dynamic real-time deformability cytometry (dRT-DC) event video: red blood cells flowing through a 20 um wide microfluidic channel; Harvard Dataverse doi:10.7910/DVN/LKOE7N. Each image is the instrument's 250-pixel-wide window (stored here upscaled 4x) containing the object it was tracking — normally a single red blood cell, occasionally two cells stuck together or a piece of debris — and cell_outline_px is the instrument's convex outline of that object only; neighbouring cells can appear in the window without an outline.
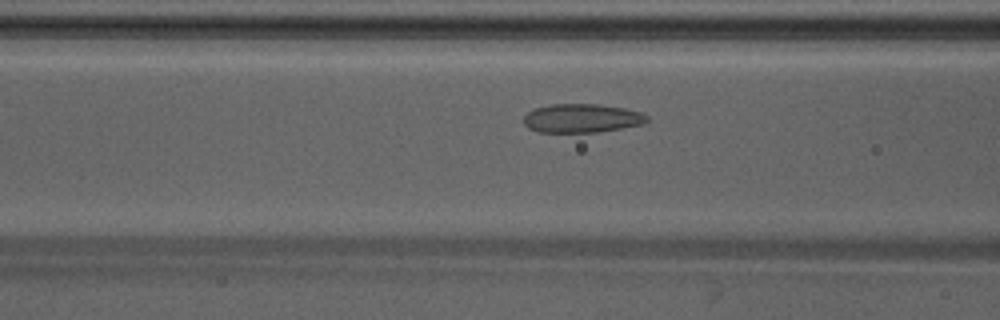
{"species": "Egyptian fruit bat (a non-hibernating species)", "species_latin": "Rousettus aegyptiacus", "temperature_condition": "warm", "stored_images_in_passage": 43, "camera_frame_rate_fps": 3000, "um_per_image_px": 0.085, "animal": {"sex": "male"}, "frame": {"image": 1, "passage_image": 14, "time_ms": 4.333, "image_size_px": [1000, 320], "cell_outline_px": [[648, 120], [640, 124], [620, 128], [596, 132], [536, 132], [528, 128], [524, 124], [524, 116], [528, 112], [536, 108], [548, 104], [596, 104], [624, 108], [640, 112], [648, 116]], "centroid_in_image_um": [49.4, 10.05], "position_along_channel_um": 117.2, "area_um2": 20.52}}
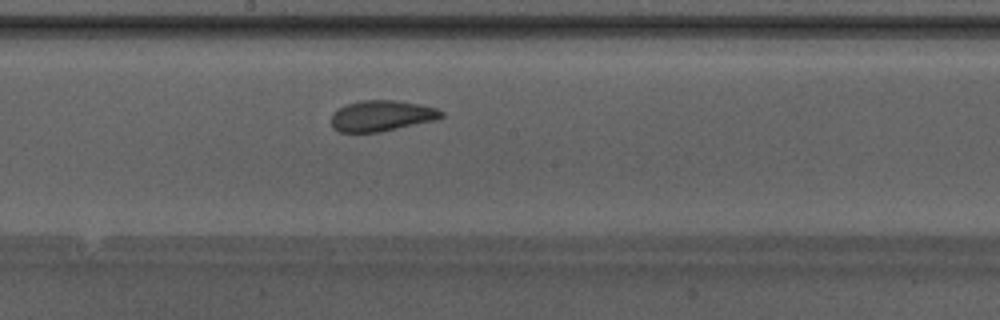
{"frame": {"image": 2, "passage_image": 21, "time_ms": 6.667, "image_size_px": [1000, 320], "cell_outline_px": [[444, 116], [436, 120], [376, 132], [340, 132], [332, 128], [332, 112], [344, 104], [360, 100], [392, 100], [420, 104], [436, 108], [444, 112]], "centroid_in_image_um": [32.41, 9.83], "position_along_channel_um": 215.8, "area_um2": 19.77}}
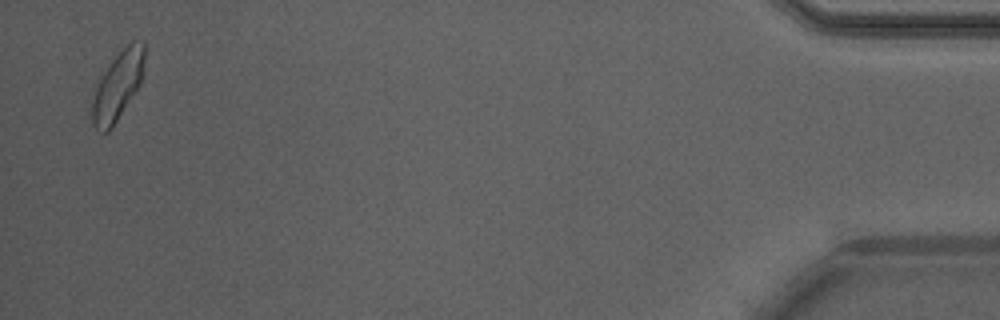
{"frame": {"image": 3, "passage_image": 42, "time_ms": 13.667, "image_size_px": [1000, 320], "cell_outline_px": [[144, 72], [140, 84], [112, 128], [108, 132], [100, 132], [92, 124], [92, 100], [100, 76], [112, 60], [132, 40], [144, 40]], "centroid_in_image_um": [10.02, 7.29], "position_along_channel_um": 425.2, "area_um2": 20.81}, "authors_computed_cell_mechanics": {"area_um2": 20.1722, "velocity_mm_per_s": 4.2325, "shape_relaxation_time_tau1_ms": 4.4664, "shape_relaxation_time_tau2_ms": 1.2343, "deformation_change_tau1": 0.1147, "deformation_change_tau2": 0.0592}}